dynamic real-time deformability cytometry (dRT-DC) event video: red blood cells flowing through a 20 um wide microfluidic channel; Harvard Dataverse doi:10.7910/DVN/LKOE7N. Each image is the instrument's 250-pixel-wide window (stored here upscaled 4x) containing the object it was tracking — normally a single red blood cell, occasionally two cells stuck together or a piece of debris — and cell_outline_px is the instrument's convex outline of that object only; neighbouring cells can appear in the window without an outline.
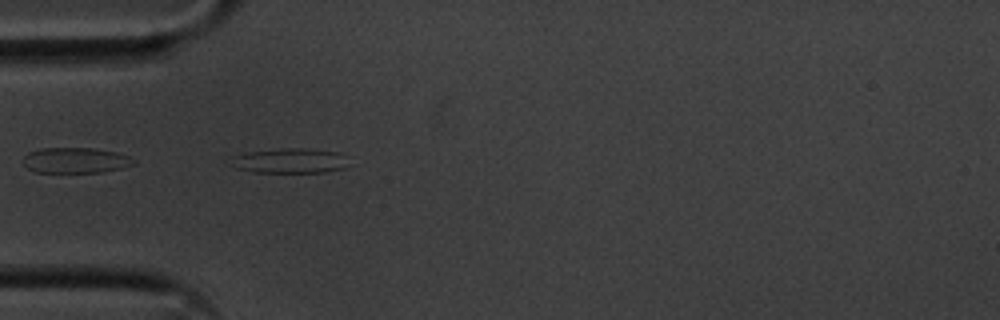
{"species": "common noctule bat (a hibernating species)", "species_latin": "Nyctalus noctula", "temperature_condition": "cold", "stored_images_in_passage": 45, "camera_frame_rate_fps": 3000, "um_per_image_px": 0.085, "animal": {"sex": "male", "body_mass_g": 20.1, "forearm_length_mm": 53.5}, "frame": {"image": 1, "passage_image": 6, "time_ms": 1.667, "image_size_px": [1000, 320], "cell_outline_px": [[352, 164], [344, 168], [324, 172], [256, 172], [236, 168], [232, 156], [248, 152], [280, 148], [304, 148], [340, 152]], "centroid_in_image_um": [24.74, 13.66], "position_along_channel_um": 60.3, "area_um2": 17.05}}
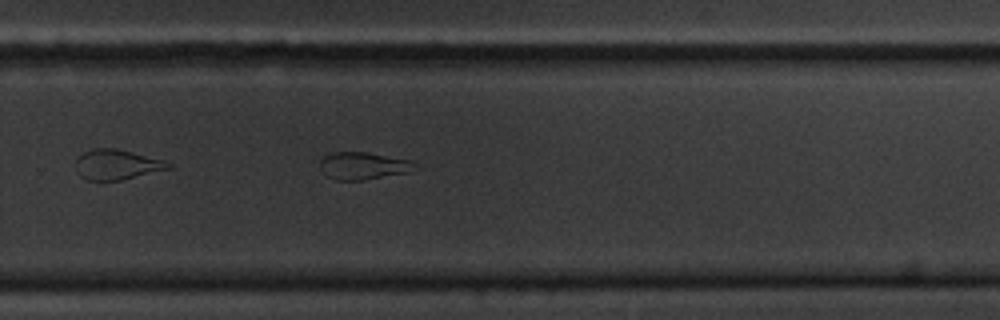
{"frame": {"image": 2, "passage_image": 26, "time_ms": 8.333, "image_size_px": [1000, 320], "cell_outline_px": [[412, 160], [408, 172], [364, 180], [332, 180], [320, 168], [320, 160], [324, 156], [332, 152], [364, 152]], "centroid_in_image_um": [30.76, 14.09], "position_along_channel_um": 299.0, "area_um2": 14.74}}
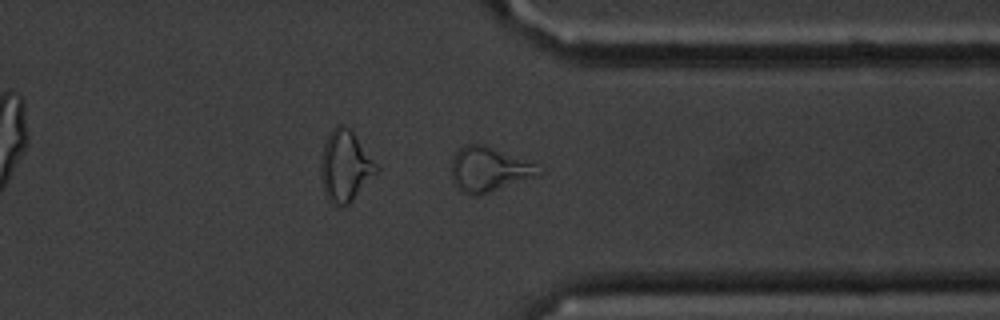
{"frame": {"image": 3, "passage_image": 32, "time_ms": 10.333, "image_size_px": [1000, 320], "cell_outline_px": [[544, 172], [540, 176], [476, 196], [472, 196], [456, 188], [452, 180], [452, 156], [464, 144], [484, 144], [536, 164]], "centroid_in_image_um": [41.56, 14.4], "position_along_channel_um": 369.8, "area_um2": 22.83}, "authors_computed_cell_mechanics": {"area_um2": 16.9932, "velocity_mm_per_s": 3.6122, "shape_relaxation_time_tau1_ms": null, "shape_relaxation_time_tau2_ms": 1.7136, "deformation_change_tau1": null, "deformation_change_tau2": 0.11}}